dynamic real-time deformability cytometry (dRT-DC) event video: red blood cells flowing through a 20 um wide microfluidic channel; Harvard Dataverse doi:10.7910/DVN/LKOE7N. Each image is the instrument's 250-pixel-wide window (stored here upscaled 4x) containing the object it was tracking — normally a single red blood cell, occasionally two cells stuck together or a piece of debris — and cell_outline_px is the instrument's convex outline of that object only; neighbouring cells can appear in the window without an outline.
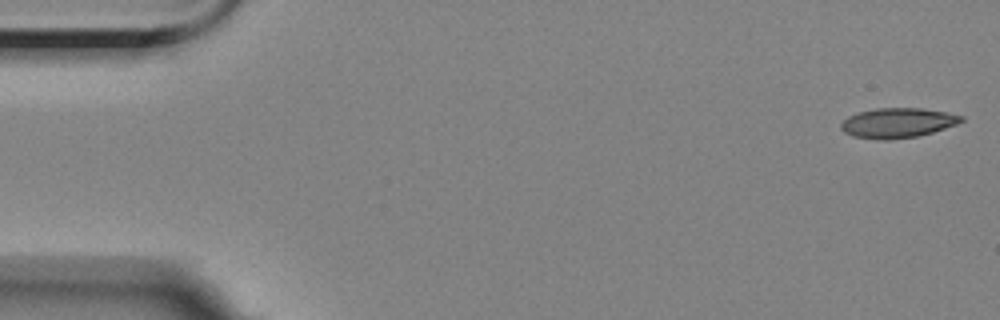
{"species": "Egyptian fruit bat (a non-hibernating species)", "species_latin": "Rousettus aegyptiacus", "temperature_condition": "room temperature", "stored_images_in_passage": 5, "camera_frame_rate_fps": 3000, "um_per_image_px": 0.085, "animal": {"sex": "female"}, "frame": {"image": 1, "passage_image": 1, "time_ms": 0.0, "image_size_px": [1000, 320], "cell_outline_px": [[964, 120], [956, 124], [932, 132], [916, 136], [888, 140], [876, 140], [852, 136], [844, 132], [840, 128], [840, 124], [848, 116], [860, 112], [876, 108], [920, 108], [944, 112], [964, 116]], "centroid_in_image_um": [76.26, 10.45], "position_along_channel_um": 8.7, "area_um2": 20.81}}
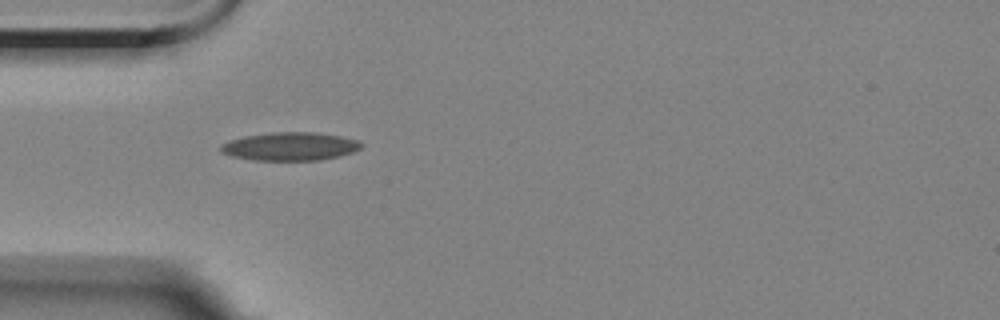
{"frame": {"image": 2, "passage_image": 4, "time_ms": 5.0, "image_size_px": [1000, 320], "cell_outline_px": [[364, 144], [360, 148], [352, 152], [340, 156], [320, 160], [252, 160], [232, 156], [220, 152], [220, 144], [228, 140], [244, 136], [272, 132], [316, 132], [340, 136], [356, 140]], "centroid_in_image_um": [24.62, 12.44], "position_along_channel_um": 60.4, "area_um2": 23.24}}
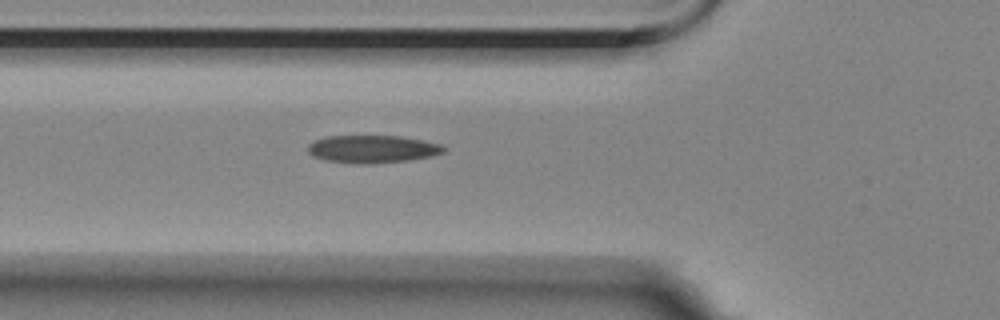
{"frame": {"image": 3, "passage_image": 5, "time_ms": 6.0, "image_size_px": [1000, 320], "cell_outline_px": [[444, 152], [432, 156], [408, 160], [368, 164], [356, 164], [324, 160], [312, 156], [308, 152], [308, 144], [324, 136], [400, 136], [440, 144], [444, 148]], "centroid_in_image_um": [31.6, 12.67], "position_along_channel_um": 94.2, "area_um2": 21.85}}